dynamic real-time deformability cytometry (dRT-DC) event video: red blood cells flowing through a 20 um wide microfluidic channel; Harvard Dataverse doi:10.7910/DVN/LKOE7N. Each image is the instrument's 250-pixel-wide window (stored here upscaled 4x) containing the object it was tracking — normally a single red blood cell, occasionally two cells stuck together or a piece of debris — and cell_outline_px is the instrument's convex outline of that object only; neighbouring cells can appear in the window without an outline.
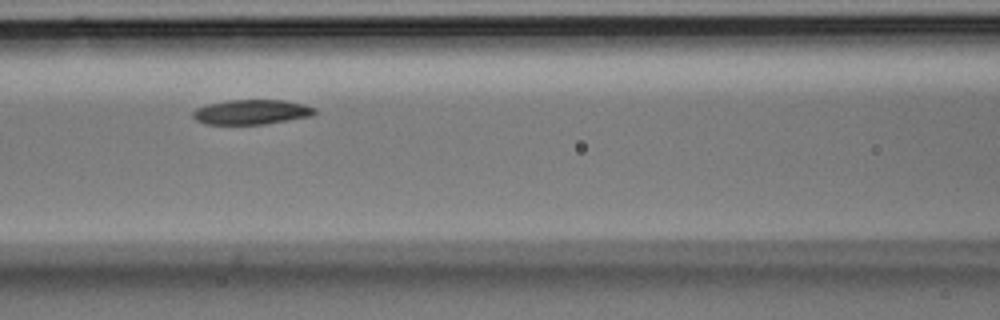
{"species": "Egyptian fruit bat (a non-hibernating species)", "species_latin": "Rousettus aegyptiacus", "temperature_condition": "room temperature", "stored_images_in_passage": 6, "camera_frame_rate_fps": 3000, "um_per_image_px": 0.085, "animal": {"sex": "male"}, "frame": {"image": 1, "passage_image": 5, "time_ms": 1.333, "image_size_px": [1000, 320], "cell_outline_px": [[316, 112], [312, 116], [264, 124], [204, 124], [196, 120], [192, 116], [192, 112], [196, 108], [208, 104], [228, 100], [284, 100], [304, 104], [316, 108]], "centroid_in_image_um": [21.37, 9.52], "position_along_channel_um": 145.2, "area_um2": 17.63}}
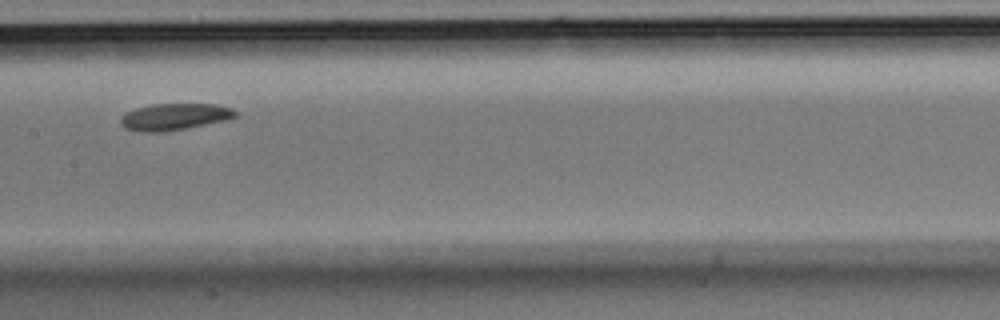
{"frame": {"image": 2, "passage_image": 6, "time_ms": 1.667, "image_size_px": [1000, 320], "cell_outline_px": [[236, 116], [188, 128], [160, 132], [140, 132], [124, 128], [120, 124], [120, 116], [124, 112], [136, 108], [152, 104], [216, 104], [232, 108], [236, 112]], "centroid_in_image_um": [14.72, 9.92], "position_along_channel_um": 192.7, "area_um2": 17.74}}